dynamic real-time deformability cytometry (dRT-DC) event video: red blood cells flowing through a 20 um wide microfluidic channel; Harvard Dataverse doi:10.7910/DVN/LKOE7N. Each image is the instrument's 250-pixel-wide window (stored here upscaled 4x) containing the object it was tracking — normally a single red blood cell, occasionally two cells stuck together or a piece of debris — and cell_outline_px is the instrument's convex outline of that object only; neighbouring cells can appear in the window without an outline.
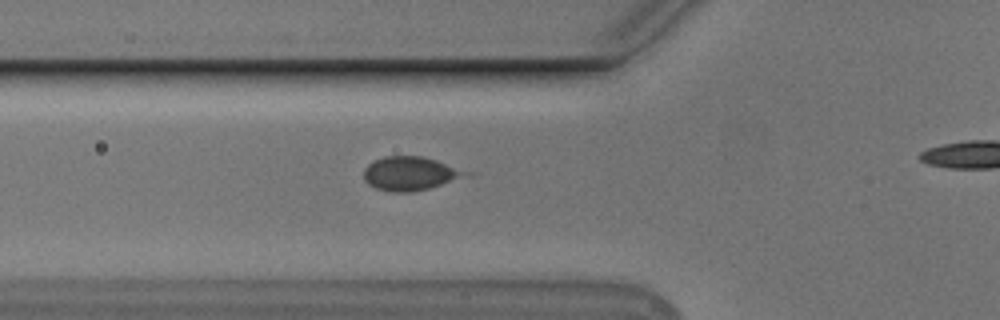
{"species": "Egyptian fruit bat (a non-hibernating species)", "species_latin": "Rousettus aegyptiacus", "temperature_condition": "cold", "stored_images_in_passage": 34, "camera_frame_rate_fps": 3000, "um_per_image_px": 0.085, "animal": {"sex": "male"}, "frame": {"image": 1, "passage_image": 6, "time_ms": 1.667, "image_size_px": [1000, 320], "cell_outline_px": [[476, 172], [472, 176], [428, 188], [412, 192], [392, 192], [376, 188], [368, 184], [364, 180], [364, 168], [372, 160], [384, 156], [420, 156], [436, 160]], "centroid_in_image_um": [34.94, 14.74], "position_along_channel_um": 90.9, "area_um2": 20.58}}
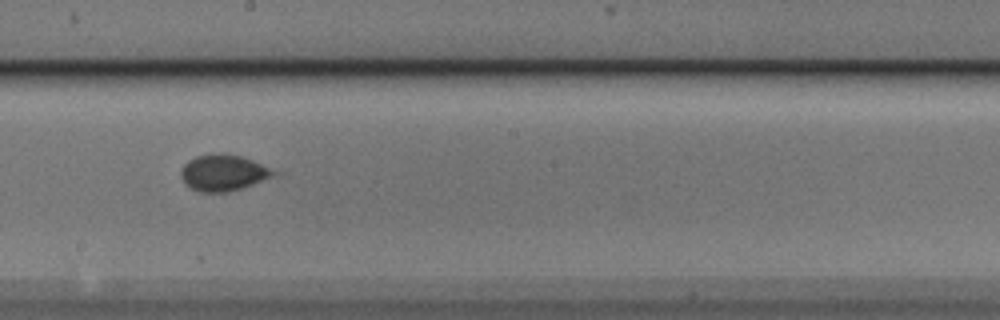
{"frame": {"image": 2, "passage_image": 17, "time_ms": 5.333, "image_size_px": [1000, 320], "cell_outline_px": [[280, 172], [272, 176], [244, 188], [228, 192], [200, 192], [184, 184], [180, 176], [180, 172], [184, 164], [188, 160], [196, 156], [212, 152], [224, 152], [240, 156], [252, 160]], "centroid_in_image_um": [18.95, 14.67], "position_along_channel_um": 229.2, "area_um2": 19.88}}
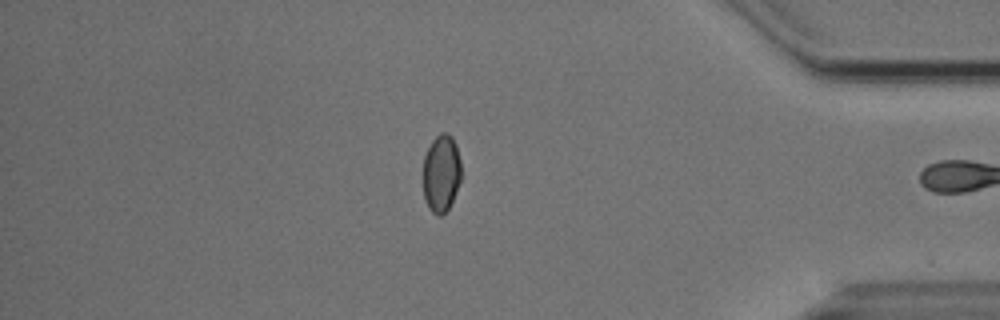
{"frame": {"image": 3, "passage_image": 33, "time_ms": 10.667, "image_size_px": [1000, 320], "cell_outline_px": [[460, 180], [452, 200], [448, 208], [440, 216], [436, 216], [428, 208], [424, 196], [424, 156], [432, 140], [440, 132], [448, 132], [452, 136], [456, 144], [460, 160]], "centroid_in_image_um": [37.5, 14.7], "position_along_channel_um": 397.7, "area_um2": 17.11}}